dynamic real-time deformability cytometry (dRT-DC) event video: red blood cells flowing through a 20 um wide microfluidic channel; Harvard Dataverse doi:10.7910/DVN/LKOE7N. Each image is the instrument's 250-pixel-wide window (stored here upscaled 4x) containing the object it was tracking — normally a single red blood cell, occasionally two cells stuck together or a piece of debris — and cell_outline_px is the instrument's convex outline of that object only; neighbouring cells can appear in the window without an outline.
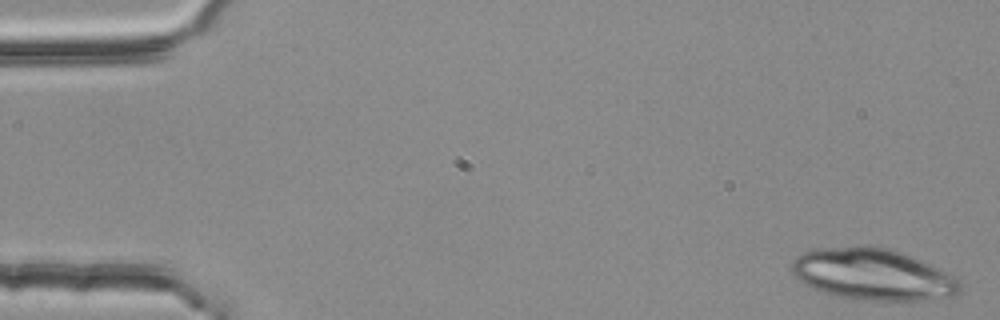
{"species": "common noctule bat (a hibernating species)", "species_latin": "Nyctalus noctula", "temperature_condition": "room temperature", "stored_images_in_passage": 3, "camera_frame_rate_fps": 3000, "um_per_image_px": 0.085, "animal": {"sex": "female", "body_mass_g": 25.1}, "frame": {"image": 1, "passage_image": 1, "time_ms": 0.0, "image_size_px": [1000, 320], "cell_outline_px": [[960, 292], [952, 296], [920, 300], [868, 300], [840, 296], [824, 292], [812, 288], [804, 284], [792, 272], [792, 264], [804, 252], [816, 248], [868, 244], [872, 244], [912, 256], [960, 280]], "centroid_in_image_um": [74.17, 23.3], "position_along_channel_um": 10.8, "area_um2": 49.94}}